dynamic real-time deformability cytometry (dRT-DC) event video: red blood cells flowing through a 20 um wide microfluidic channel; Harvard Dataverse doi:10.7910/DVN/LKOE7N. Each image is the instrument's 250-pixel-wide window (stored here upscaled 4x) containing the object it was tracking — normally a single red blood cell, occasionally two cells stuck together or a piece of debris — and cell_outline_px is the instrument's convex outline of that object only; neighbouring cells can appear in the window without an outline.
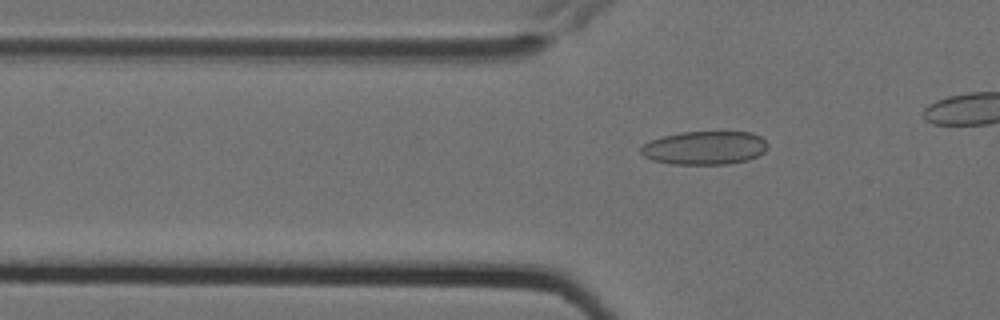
{"species": "Egyptian fruit bat (a non-hibernating species)", "species_latin": "Rousettus aegyptiacus", "temperature_condition": "cold", "stored_images_in_passage": 6, "camera_frame_rate_fps": 3000, "um_per_image_px": 0.085, "animal": {"sex": "female"}, "frame": {"image": 1, "passage_image": 6, "time_ms": 1.667, "image_size_px": [1000, 320], "cell_outline_px": [[768, 144], [764, 152], [748, 160], [728, 164], [672, 164], [652, 160], [644, 156], [640, 152], [640, 148], [644, 144], [652, 140], [664, 136], [680, 132], [752, 132], [760, 136]], "centroid_in_image_um": [59.9, 12.57], "position_along_channel_um": 65.9, "area_um2": 24.68}}